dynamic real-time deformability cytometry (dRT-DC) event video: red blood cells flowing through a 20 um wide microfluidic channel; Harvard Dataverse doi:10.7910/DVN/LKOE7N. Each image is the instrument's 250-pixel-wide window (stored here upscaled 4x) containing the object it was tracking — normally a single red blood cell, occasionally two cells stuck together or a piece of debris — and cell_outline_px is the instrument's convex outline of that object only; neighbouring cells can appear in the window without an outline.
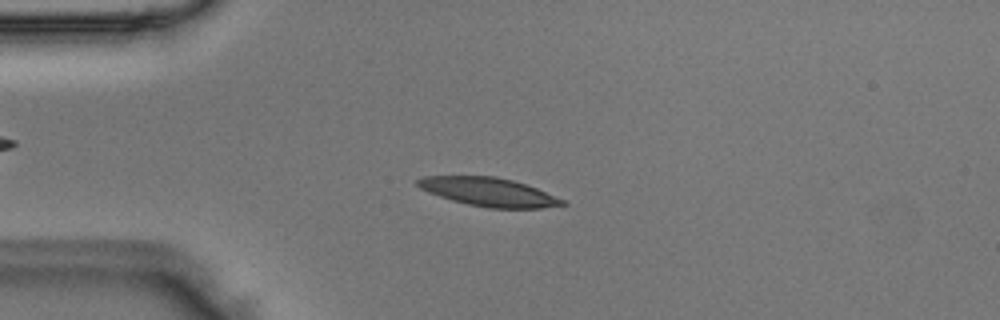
{"species": "Egyptian fruit bat (a non-hibernating species)", "species_latin": "Rousettus aegyptiacus", "temperature_condition": "room temperature", "stored_images_in_passage": 39, "camera_frame_rate_fps": 3000, "um_per_image_px": 0.085, "animal": {"sex": "male"}, "frame": {"image": 1, "passage_image": 1, "time_ms": 0.0, "image_size_px": [1000, 320], "cell_outline_px": [[568, 204], [540, 208], [488, 208], [468, 204], [452, 200], [428, 192], [420, 188], [416, 184], [416, 180], [424, 176], [496, 176], [512, 180], [536, 188], [564, 200]], "centroid_in_image_um": [41.52, 16.31], "position_along_channel_um": 43.5, "area_um2": 23.87}}
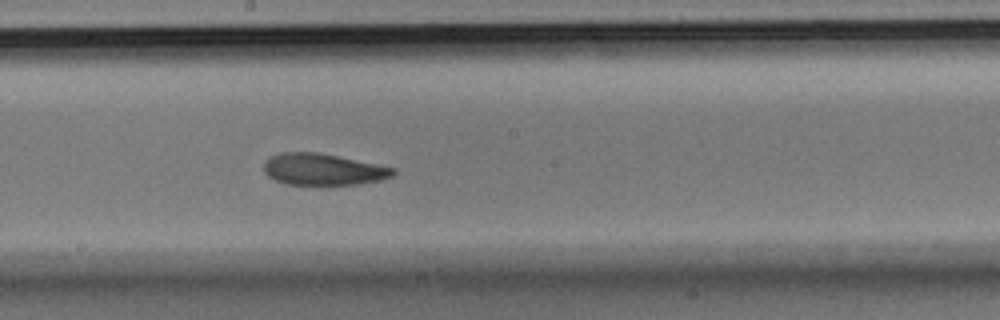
{"frame": {"image": 2, "passage_image": 16, "time_ms": 5.0, "image_size_px": [1000, 320], "cell_outline_px": [[396, 172], [392, 176], [380, 180], [360, 184], [284, 184], [268, 176], [264, 172], [264, 160], [268, 156], [280, 152], [316, 152], [396, 168]], "centroid_in_image_um": [27.42, 14.39], "position_along_channel_um": 220.8, "area_um2": 23.7}}
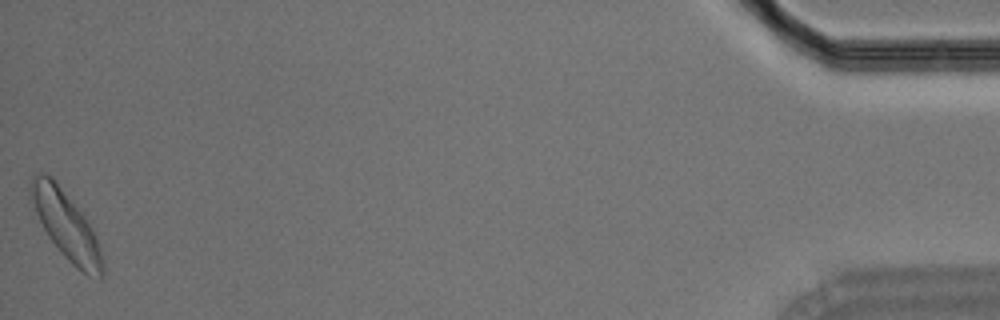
{"frame": {"image": 3, "passage_image": 39, "time_ms": 12.667, "image_size_px": [1000, 320], "cell_outline_px": [[104, 276], [100, 280], [88, 276], [76, 268], [60, 252], [48, 236], [28, 200], [28, 188], [32, 176], [40, 172], [44, 172], [52, 176], [84, 212], [96, 236], [104, 260]], "centroid_in_image_um": [5.62, 19.12], "position_along_channel_um": 429.6, "area_um2": 29.48}}